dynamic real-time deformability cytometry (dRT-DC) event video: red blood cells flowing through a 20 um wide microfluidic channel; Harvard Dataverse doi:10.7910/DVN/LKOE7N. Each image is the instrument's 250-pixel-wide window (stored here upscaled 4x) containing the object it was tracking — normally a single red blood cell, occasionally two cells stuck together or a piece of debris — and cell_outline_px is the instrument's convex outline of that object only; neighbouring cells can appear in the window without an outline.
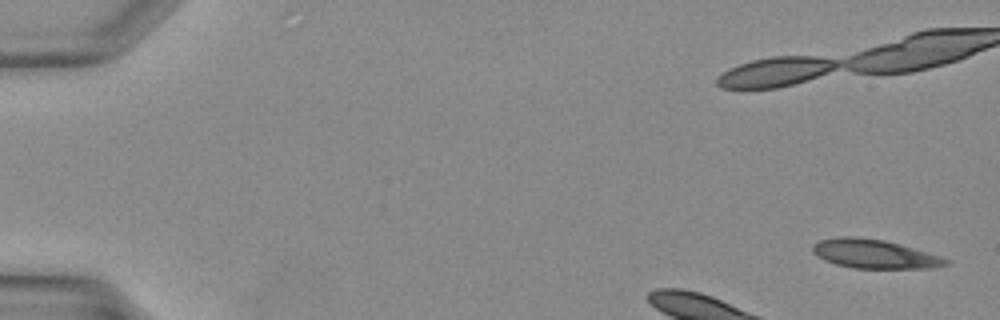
{"species": "Egyptian fruit bat (a non-hibernating species)", "species_latin": "Rousettus aegyptiacus", "temperature_condition": "warm", "stored_images_in_passage": 8, "camera_frame_rate_fps": 3000, "um_per_image_px": 0.085, "animal": {"sex": "female"}, "frame": {"image": 1, "passage_image": 1, "time_ms": 0.0, "image_size_px": [1000, 320], "cell_outline_px": [[948, 264], [932, 268], [856, 268], [836, 264], [824, 260], [816, 256], [812, 252], [812, 244], [820, 240], [840, 236], [856, 236], [884, 240], [900, 244], [940, 256], [948, 260]], "centroid_in_image_um": [74.27, 21.57], "position_along_channel_um": 10.7, "area_um2": 22.37}}